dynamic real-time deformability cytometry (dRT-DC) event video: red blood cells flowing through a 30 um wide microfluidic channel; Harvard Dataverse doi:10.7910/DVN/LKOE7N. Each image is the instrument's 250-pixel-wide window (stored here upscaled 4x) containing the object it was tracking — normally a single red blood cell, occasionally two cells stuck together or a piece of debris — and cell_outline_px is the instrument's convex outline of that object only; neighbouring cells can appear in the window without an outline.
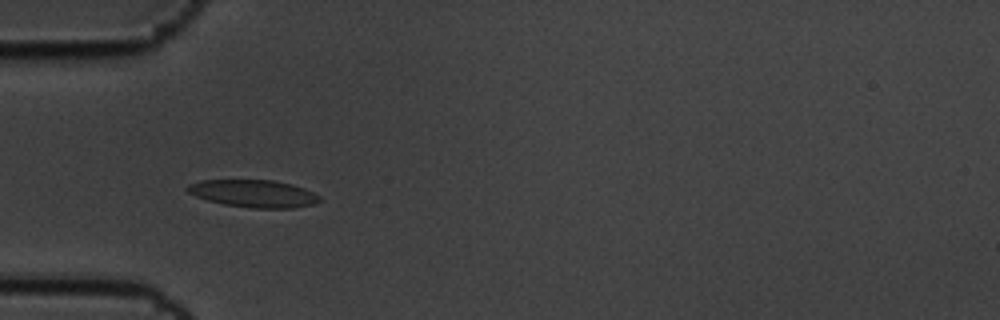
{"species": "common noctule bat (a hibernating species)", "species_latin": "Nyctalus noctula", "temperature_condition": "cold", "stored_images_in_passage": 6, "camera_frame_rate_fps": 3000, "um_per_image_px": 0.085, "animal": {"sex": "male", "body_mass_g": 19.5, "forearm_length_mm": 54.6}, "frame": {"image": 1, "passage_image": 5, "time_ms": 1.333, "image_size_px": [1000, 320], "cell_outline_px": [[324, 200], [316, 204], [292, 208], [252, 208], [224, 204], [208, 200], [196, 196], [188, 192], [184, 188], [188, 184], [200, 180], [272, 180], [292, 184], [304, 188], [320, 196]], "centroid_in_image_um": [21.58, 16.45], "position_along_channel_um": 63.4, "area_um2": 21.27}}
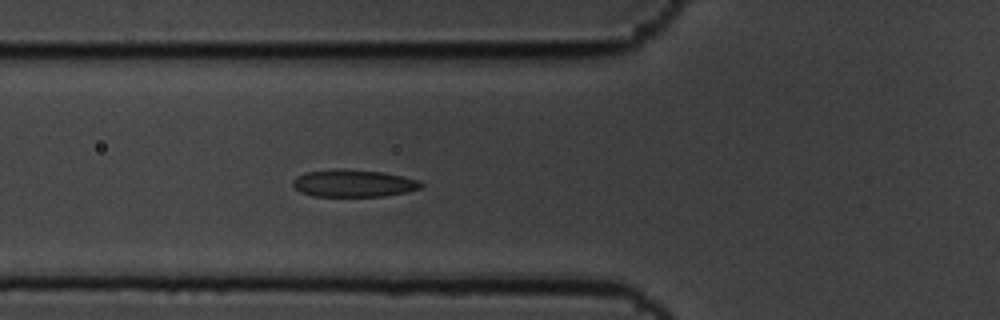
{"frame": {"image": 2, "passage_image": 6, "time_ms": 1.667, "image_size_px": [1000, 320], "cell_outline_px": [[424, 184], [420, 188], [404, 192], [384, 196], [312, 196], [300, 192], [292, 184], [292, 180], [296, 176], [304, 172], [336, 168], [344, 168], [384, 172], [404, 176], [420, 180]], "centroid_in_image_um": [30.02, 15.56], "position_along_channel_um": 95.8, "area_um2": 20.69}}